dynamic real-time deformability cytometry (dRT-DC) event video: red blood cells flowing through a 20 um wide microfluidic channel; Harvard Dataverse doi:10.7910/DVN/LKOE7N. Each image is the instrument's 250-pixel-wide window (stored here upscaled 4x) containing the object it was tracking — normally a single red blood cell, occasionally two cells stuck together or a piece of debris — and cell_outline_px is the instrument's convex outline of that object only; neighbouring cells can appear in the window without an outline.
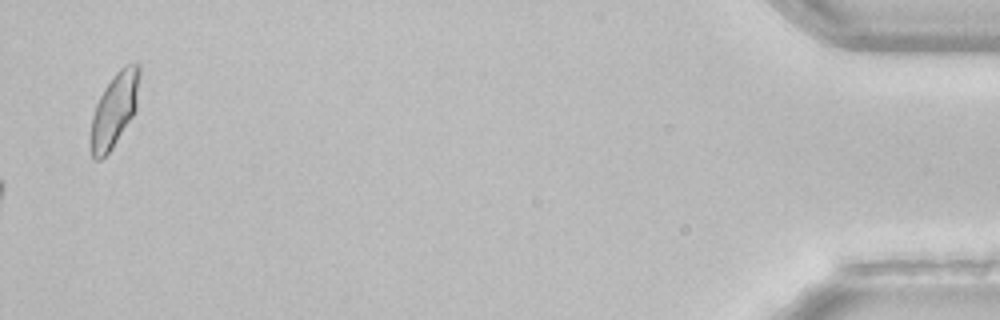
{"species": "common noctule bat (a hibernating species)", "species_latin": "Nyctalus noctula", "temperature_condition": "room temperature", "stored_images_in_passage": 53, "camera_frame_rate_fps": 3000, "um_per_image_px": 0.085, "animal": {"sex": "female", "body_mass_g": 22.7, "forearm_length_mm": 54.2}, "frame": {"image": 1, "passage_image": 53, "time_ms": 17.333, "image_size_px": [1000, 320], "cell_outline_px": [[140, 72], [136, 108], [132, 116], [112, 148], [100, 160], [92, 160], [88, 144], [92, 116], [96, 104], [104, 88], [112, 76], [124, 64], [140, 64]], "centroid_in_image_um": [9.68, 9.36], "position_along_channel_um": 425.5, "area_um2": 21.21}, "authors_computed_cell_mechanics": {"area_um2": 18.8428, "velocity_mm_per_s": 3.9743, "shape_relaxation_time_tau1_ms": 4.8334, "shape_relaxation_time_tau2_ms": null, "deformation_change_tau1": 0.0872, "deformation_change_tau2": null}}